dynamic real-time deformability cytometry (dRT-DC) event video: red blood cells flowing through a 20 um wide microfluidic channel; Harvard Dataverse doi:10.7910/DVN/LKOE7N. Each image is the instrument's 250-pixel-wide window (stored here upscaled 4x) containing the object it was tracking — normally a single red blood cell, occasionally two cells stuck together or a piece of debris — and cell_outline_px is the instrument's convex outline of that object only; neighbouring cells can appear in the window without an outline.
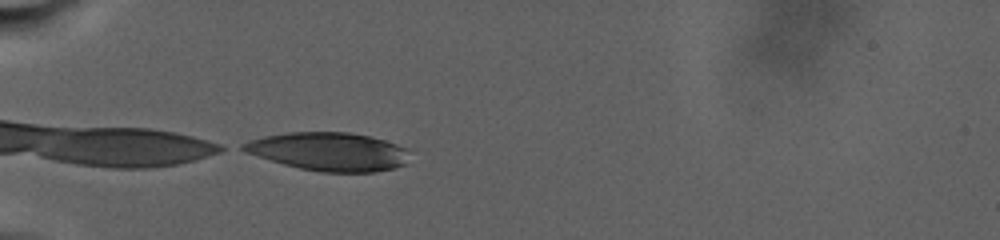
{"species": "human", "species_latin": "Homo sapiens", "temperature_condition": "warm", "stored_images_in_passage": 27, "camera_frame_rate_fps": 3000, "um_per_image_px": 0.085, "donor": {"sex": "male"}, "frame": {"image": 1, "passage_image": 1, "time_ms": 0.0, "image_size_px": [1000, 240], "cell_outline_px": [[408, 164], [396, 168], [376, 172], [320, 172], [300, 168], [284, 164], [244, 152], [236, 148], [240, 144], [248, 140], [264, 136], [288, 132], [348, 132], [372, 136], [396, 144], [404, 148]], "centroid_in_image_um": [27.9, 12.88], "position_along_channel_um": 57.1, "area_um2": 37.34}}
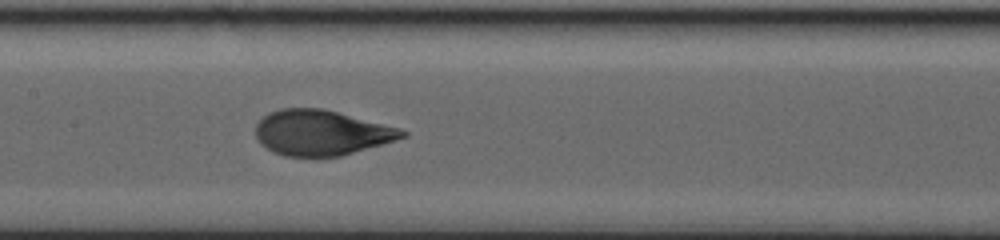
{"frame": {"image": 2, "passage_image": 13, "time_ms": 6.0, "image_size_px": [1000, 240], "cell_outline_px": [[408, 136], [396, 140], [340, 156], [284, 156], [272, 152], [260, 144], [256, 136], [256, 124], [268, 112], [280, 108], [324, 108], [400, 128], [408, 132]], "centroid_in_image_um": [27.3, 11.27], "position_along_channel_um": 180.1, "area_um2": 38.78}}
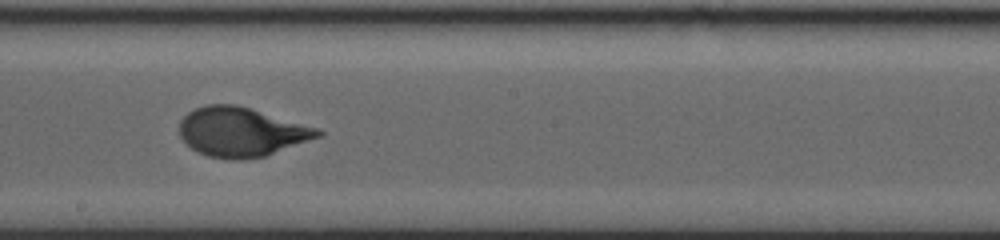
{"frame": {"image": 3, "passage_image": 17, "time_ms": 8.0, "image_size_px": [1000, 240], "cell_outline_px": [[324, 132], [320, 136], [264, 156], [240, 160], [232, 160], [208, 156], [192, 148], [180, 136], [180, 120], [188, 112], [204, 104], [236, 104], [320, 128]], "centroid_in_image_um": [20.51, 11.2], "position_along_channel_um": 227.7, "area_um2": 39.48}}